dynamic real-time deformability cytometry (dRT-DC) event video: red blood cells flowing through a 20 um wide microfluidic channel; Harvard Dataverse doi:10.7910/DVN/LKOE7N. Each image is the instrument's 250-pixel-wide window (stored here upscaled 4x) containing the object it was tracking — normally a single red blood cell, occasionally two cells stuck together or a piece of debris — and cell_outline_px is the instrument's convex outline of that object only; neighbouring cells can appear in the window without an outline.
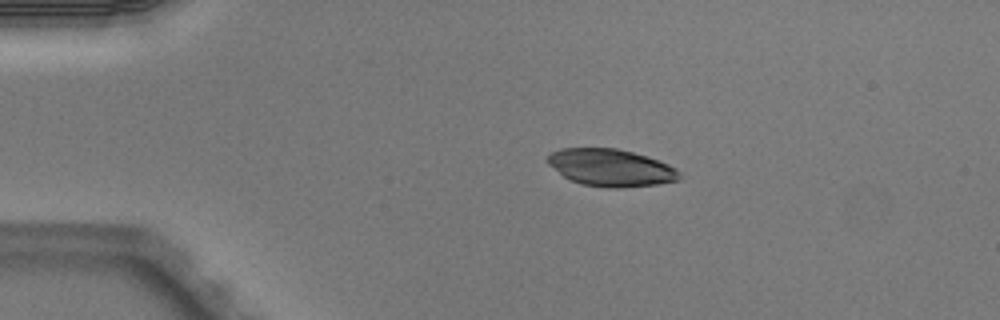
{"species": "Egyptian fruit bat (a non-hibernating species)", "species_latin": "Rousettus aegyptiacus", "temperature_condition": "warm", "stored_images_in_passage": 3, "camera_frame_rate_fps": 3000, "um_per_image_px": 0.085, "animal": {"sex": "male"}, "frame": {"image": 1, "passage_image": 2, "time_ms": 0.333, "image_size_px": [1000, 320], "cell_outline_px": [[680, 180], [656, 184], [620, 188], [608, 188], [580, 184], [564, 176], [548, 164], [544, 160], [552, 152], [560, 148], [616, 148], [632, 152], [660, 160], [676, 168], [680, 172]], "centroid_in_image_um": [51.92, 14.25], "position_along_channel_um": 33.1, "area_um2": 28.67}}